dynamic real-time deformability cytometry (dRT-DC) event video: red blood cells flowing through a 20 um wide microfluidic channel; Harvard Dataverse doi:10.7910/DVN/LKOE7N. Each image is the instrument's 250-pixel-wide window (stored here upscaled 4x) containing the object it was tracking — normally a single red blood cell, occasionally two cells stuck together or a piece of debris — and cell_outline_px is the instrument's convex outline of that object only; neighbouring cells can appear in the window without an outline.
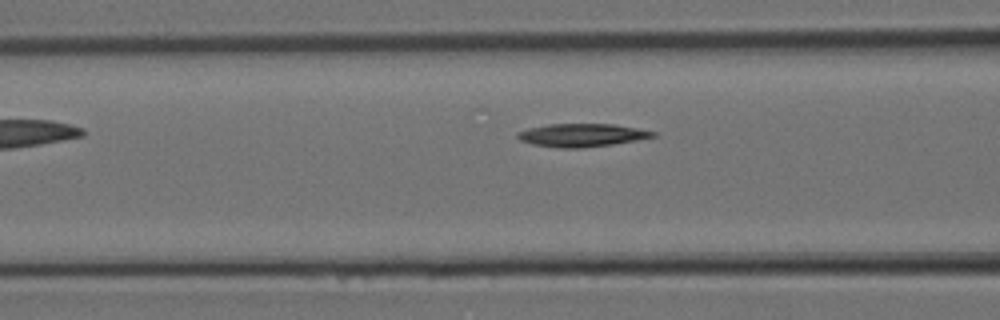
{"species": "Egyptian fruit bat (a non-hibernating species)", "species_latin": "Rousettus aegyptiacus", "temperature_condition": "room temperature", "stored_images_in_passage": 6, "segment_of_instrument_passage": [2, 2], "camera_frame_rate_fps": 3000, "um_per_image_px": 0.085, "animal": {"sex": "female"}, "frame": {"image": 1, "passage_image": 6, "time_ms": 1.667, "image_size_px": [1000, 320], "cell_outline_px": [[656, 136], [636, 140], [612, 144], [580, 148], [556, 148], [532, 144], [520, 140], [516, 136], [516, 132], [528, 128], [548, 124], [612, 124], [636, 128], [656, 132]], "centroid_in_image_um": [49.4, 11.49], "position_along_channel_um": 117.2, "area_um2": 18.15}}